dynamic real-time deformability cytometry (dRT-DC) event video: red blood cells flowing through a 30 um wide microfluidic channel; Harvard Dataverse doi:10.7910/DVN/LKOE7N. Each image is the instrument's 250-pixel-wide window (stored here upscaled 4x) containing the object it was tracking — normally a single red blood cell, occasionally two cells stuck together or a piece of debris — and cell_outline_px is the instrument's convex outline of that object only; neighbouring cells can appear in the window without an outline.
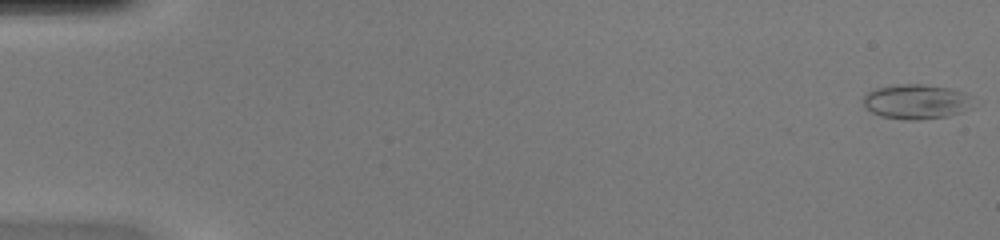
{"species": "common noctule bat (a hibernating species)", "species_latin": "Nyctalus noctula", "temperature_condition": "warm", "stored_images_in_passage": 49, "camera_frame_rate_fps": 3000, "um_per_image_px": 0.085, "animal": {"sex": "female", "body_mass_g": 20.0, "forearm_length_mm": 54.0}, "frame": {"image": 1, "passage_image": 1, "time_ms": 0.0, "image_size_px": [1000, 240], "cell_outline_px": [[972, 108], [948, 116], [916, 120], [904, 120], [880, 116], [872, 112], [864, 104], [864, 96], [868, 92], [876, 88], [896, 84], [924, 84], [952, 88], [964, 92], [972, 96]], "centroid_in_image_um": [77.92, 8.63], "position_along_channel_um": 7.1, "area_um2": 22.43}}
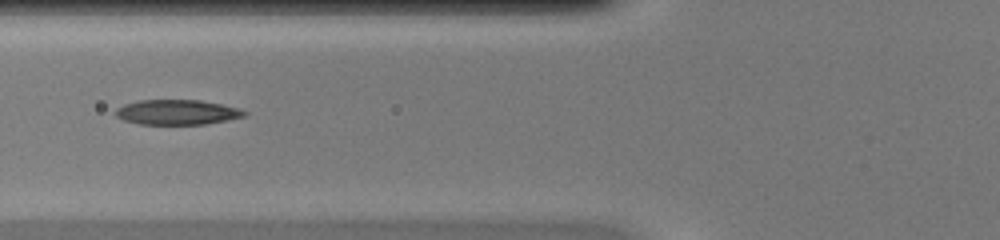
{"frame": {"image": 2, "passage_image": 20, "time_ms": 6.333, "image_size_px": [1000, 240], "cell_outline_px": [[248, 112], [244, 116], [228, 120], [204, 124], [140, 124], [124, 120], [116, 116], [112, 112], [116, 108], [124, 104], [140, 100], [200, 100], [240, 108]], "centroid_in_image_um": [15.03, 9.53], "position_along_channel_um": 110.8, "area_um2": 18.79}}
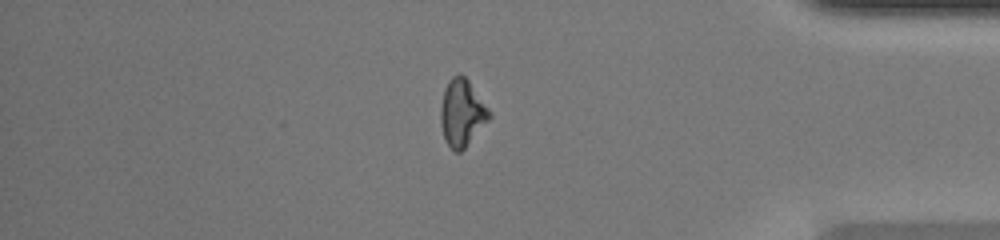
{"frame": {"image": 3, "passage_image": 42, "time_ms": 13.667, "image_size_px": [1000, 240], "cell_outline_px": [[492, 116], [464, 148], [460, 152], [456, 152], [444, 140], [440, 124], [440, 108], [444, 88], [448, 80], [452, 76], [460, 72], [468, 80], [492, 112]], "centroid_in_image_um": [39.25, 9.56], "position_along_channel_um": 395.9, "area_um2": 19.07}, "authors_computed_cell_mechanics": {"area_um2": 19.074, "velocity_mm_per_s": 4.2638, "shape_relaxation_time_tau1_ms": 6.4921, "shape_relaxation_time_tau2_ms": 3.0215, "deformation_change_tau1": 0.2282, "deformation_change_tau2": 0.1063}}